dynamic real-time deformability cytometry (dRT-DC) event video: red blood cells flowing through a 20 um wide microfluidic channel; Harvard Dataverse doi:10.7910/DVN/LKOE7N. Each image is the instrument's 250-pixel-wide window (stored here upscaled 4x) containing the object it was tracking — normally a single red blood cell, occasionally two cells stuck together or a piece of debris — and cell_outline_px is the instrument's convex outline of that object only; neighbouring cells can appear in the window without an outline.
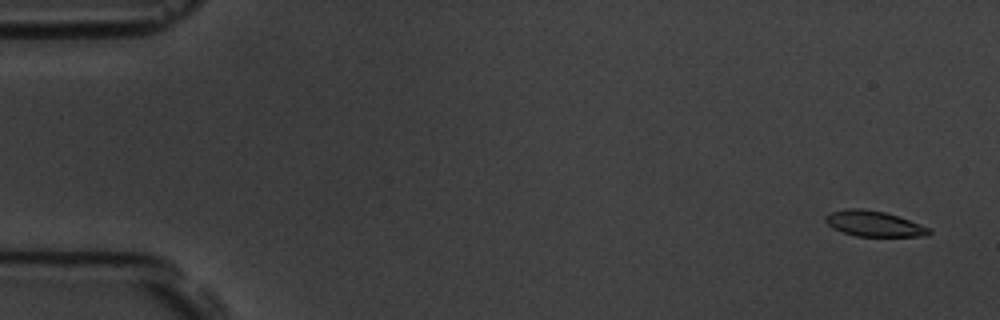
{"species": "common noctule bat (a hibernating species)", "species_latin": "Nyctalus noctula", "temperature_condition": "room temperature", "stored_images_in_passage": 6, "camera_frame_rate_fps": 3000, "um_per_image_px": 0.085, "animal": {"sex": "male", "body_mass_g": 19.5, "forearm_length_mm": 54.6}, "frame": {"image": 1, "passage_image": 1, "time_ms": 0.0, "image_size_px": [1000, 320], "cell_outline_px": [[932, 232], [928, 236], [856, 236], [832, 228], [824, 220], [824, 216], [832, 212], [848, 208], [864, 208], [884, 212], [920, 224], [928, 228]], "centroid_in_image_um": [74.25, 19.01], "position_along_channel_um": 10.7, "area_um2": 15.26}}